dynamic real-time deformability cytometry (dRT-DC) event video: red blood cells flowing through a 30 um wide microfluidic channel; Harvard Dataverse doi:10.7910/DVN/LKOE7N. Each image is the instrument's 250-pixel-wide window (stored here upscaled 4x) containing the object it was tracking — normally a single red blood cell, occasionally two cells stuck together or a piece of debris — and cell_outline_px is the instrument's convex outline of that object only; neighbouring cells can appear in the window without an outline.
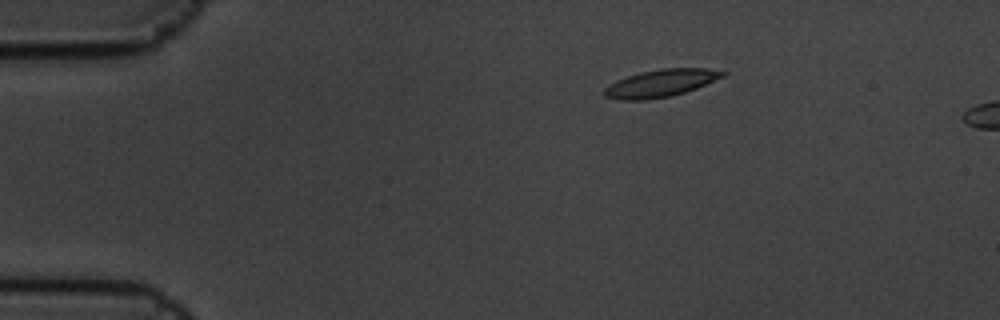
{"species": "common noctule bat (a hibernating species)", "species_latin": "Nyctalus noctula", "temperature_condition": "cold", "stored_images_in_passage": 7, "segment_of_instrument_passage": [1, 2], "camera_frame_rate_fps": 3000, "um_per_image_px": 0.085, "animal": {"sex": "male", "body_mass_g": 19.5, "forearm_length_mm": 54.6}, "frame": {"image": 1, "passage_image": 4, "time_ms": 1.0, "image_size_px": [1000, 320], "cell_outline_px": [[728, 72], [724, 76], [696, 88], [672, 96], [644, 100], [620, 100], [604, 96], [600, 92], [604, 88], [616, 80], [640, 72], [660, 68], [708, 68]], "centroid_in_image_um": [56.13, 7.07], "position_along_channel_um": 28.9, "area_um2": 19.02}}